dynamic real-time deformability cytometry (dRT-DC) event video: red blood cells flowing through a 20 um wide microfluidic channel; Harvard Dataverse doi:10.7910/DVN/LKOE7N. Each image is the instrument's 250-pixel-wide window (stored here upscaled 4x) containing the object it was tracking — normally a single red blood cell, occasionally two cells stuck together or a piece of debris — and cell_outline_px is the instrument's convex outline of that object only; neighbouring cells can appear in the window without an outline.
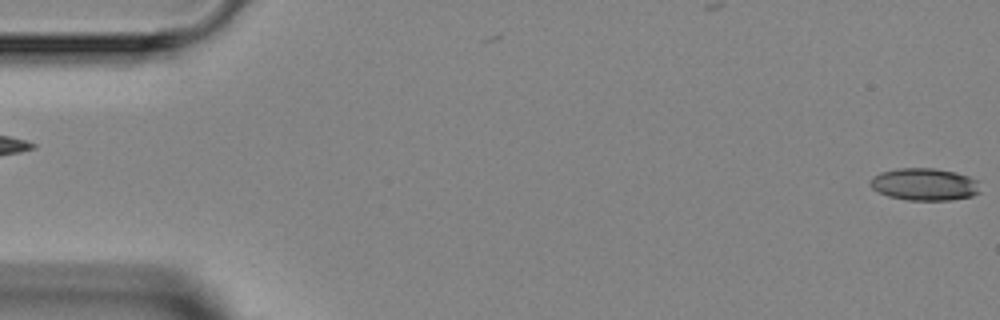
{"species": "Egyptian fruit bat (a non-hibernating species)", "species_latin": "Rousettus aegyptiacus", "temperature_condition": "room temperature", "stored_images_in_passage": 3, "segment_of_instrument_passage": [2, 2], "camera_frame_rate_fps": 3000, "um_per_image_px": 0.085, "animal": {"sex": "female"}, "frame": {"image": 1, "passage_image": 3, "time_ms": 2.333, "image_size_px": [1000, 320], "cell_outline_px": [[980, 192], [972, 196], [952, 200], [908, 200], [888, 196], [872, 188], [868, 180], [872, 176], [880, 172], [900, 168], [932, 168], [956, 172], [968, 176], [976, 180]], "centroid_in_image_um": [78.56, 15.67], "position_along_channel_um": 6.4, "area_um2": 20.69}}